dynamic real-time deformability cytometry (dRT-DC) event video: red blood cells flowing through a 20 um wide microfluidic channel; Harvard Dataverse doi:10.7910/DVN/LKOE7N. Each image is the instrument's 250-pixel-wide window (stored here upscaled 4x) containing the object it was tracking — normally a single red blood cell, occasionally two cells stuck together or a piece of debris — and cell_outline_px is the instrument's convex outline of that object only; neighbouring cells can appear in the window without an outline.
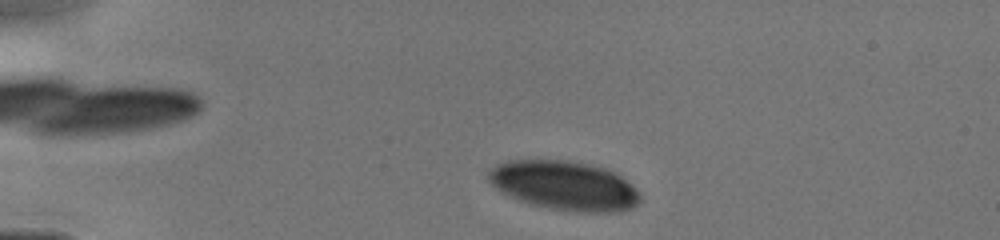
{"species": "human", "species_latin": "Homo sapiens", "temperature_condition": "cold", "stored_images_in_passage": 38, "camera_frame_rate_fps": 3000, "um_per_image_px": 0.085, "donor": {"sex": "male"}, "frame": {"image": 1, "passage_image": 1, "time_ms": 0.0, "image_size_px": [1000, 240], "cell_outline_px": [[640, 200], [632, 208], [620, 212], [576, 212], [548, 208], [528, 204], [496, 188], [488, 180], [488, 172], [496, 164], [508, 160], [564, 160], [588, 164], [604, 168], [616, 172], [632, 184], [640, 192]], "centroid_in_image_um": [48.0, 15.78], "position_along_channel_um": 37.0, "area_um2": 43.64}}
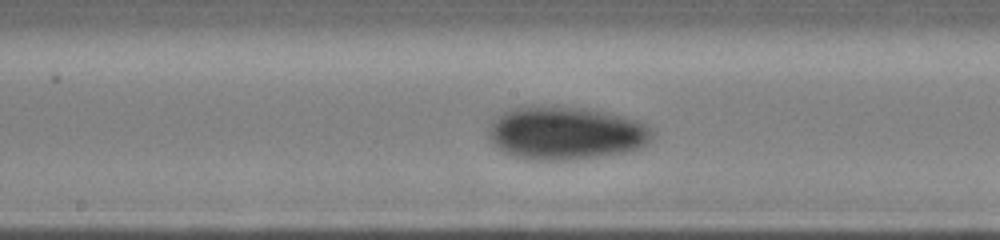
{"frame": {"image": 2, "passage_image": 16, "time_ms": 5.0, "image_size_px": [1000, 240], "cell_outline_px": [[656, 136], [648, 144], [640, 148], [628, 152], [576, 160], [528, 160], [512, 156], [500, 148], [488, 136], [488, 124], [492, 120], [504, 112], [512, 108], [528, 104], [556, 104], [588, 108], [608, 112], [640, 120], [648, 124], [656, 132]], "centroid_in_image_um": [48.15, 11.28], "position_along_channel_um": 200.0, "area_um2": 52.48}}
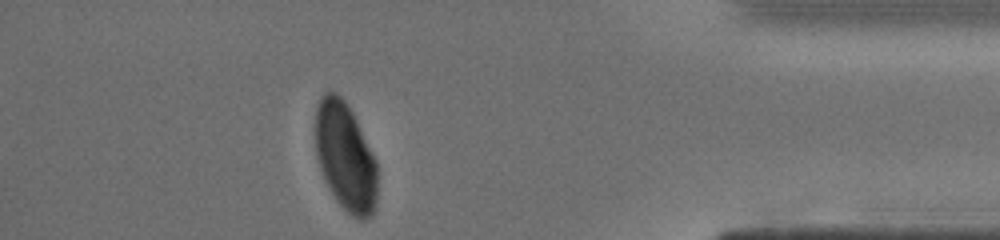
{"frame": {"image": 3, "passage_image": 32, "time_ms": 10.333, "image_size_px": [1000, 240], "cell_outline_px": [[376, 204], [372, 216], [364, 220], [360, 220], [352, 216], [336, 200], [320, 168], [316, 156], [316, 108], [320, 96], [324, 92], [336, 92], [348, 104], [376, 160]], "centroid_in_image_um": [29.36, 13.32], "position_along_channel_um": 405.8, "area_um2": 38.78}}